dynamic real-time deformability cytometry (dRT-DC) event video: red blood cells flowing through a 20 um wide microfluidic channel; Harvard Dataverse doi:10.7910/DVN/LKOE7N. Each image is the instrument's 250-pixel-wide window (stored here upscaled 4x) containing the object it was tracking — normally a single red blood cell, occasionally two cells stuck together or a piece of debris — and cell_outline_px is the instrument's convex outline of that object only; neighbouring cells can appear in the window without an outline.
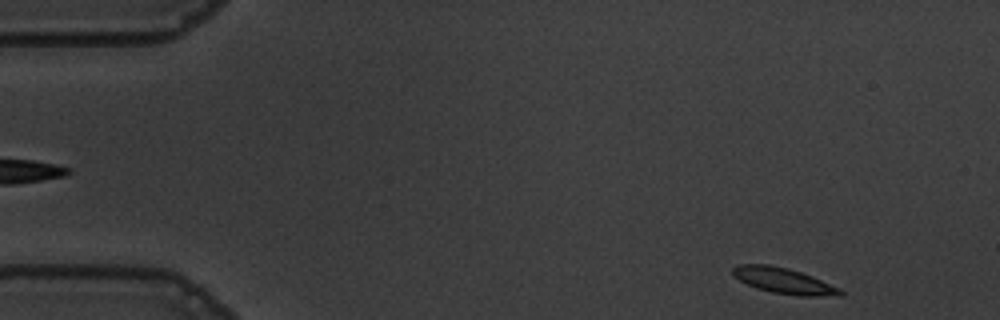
{"species": "common noctule bat (a hibernating species)", "species_latin": "Nyctalus noctula", "temperature_condition": "warm", "stored_images_in_passage": 53, "camera_frame_rate_fps": 3000, "um_per_image_px": 0.085, "animal": {"sex": "male", "body_mass_g": 19.5, "forearm_length_mm": 54.6}, "frame": {"image": 1, "passage_image": 2, "time_ms": 0.333, "image_size_px": [1000, 320], "cell_outline_px": [[844, 296], [800, 296], [772, 292], [756, 288], [732, 276], [732, 268], [740, 264], [768, 264], [788, 268], [812, 276], [840, 288], [844, 292]], "centroid_in_image_um": [66.64, 23.87], "position_along_channel_um": 18.4, "area_um2": 16.18}}
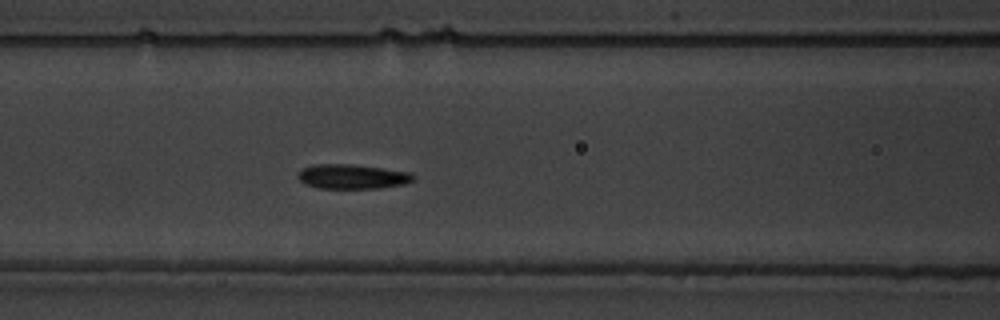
{"frame": {"image": 2, "passage_image": 20, "time_ms": 6.333, "image_size_px": [1000, 320], "cell_outline_px": [[416, 176], [412, 180], [404, 184], [380, 188], [320, 188], [304, 184], [296, 176], [296, 172], [300, 168], [316, 164], [352, 164], [408, 172]], "centroid_in_image_um": [29.87, 15.0], "position_along_channel_um": 136.7, "area_um2": 16.53}}
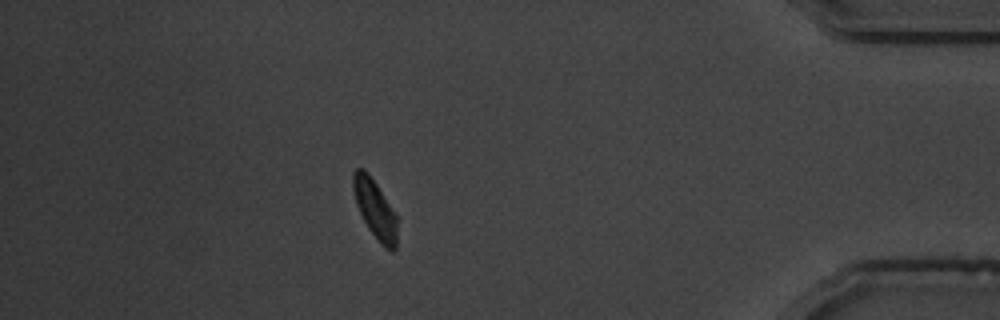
{"frame": {"image": 3, "passage_image": 46, "time_ms": 15.0, "image_size_px": [1000, 320], "cell_outline_px": [[396, 248], [392, 252], [384, 248], [380, 244], [368, 228], [356, 204], [352, 188], [352, 172], [356, 168], [364, 168], [376, 184], [396, 212]], "centroid_in_image_um": [31.86, 17.77], "position_along_channel_um": 403.3, "area_um2": 15.14}, "authors_computed_cell_mechanics": {"area_um2": 16.2996, "velocity_mm_per_s": 3.5816, "shape_relaxation_time_tau1_ms": 2.9521, "shape_relaxation_time_tau2_ms": 2.5369, "deformation_change_tau1": 0.1384, "deformation_change_tau2": 0.0539}}